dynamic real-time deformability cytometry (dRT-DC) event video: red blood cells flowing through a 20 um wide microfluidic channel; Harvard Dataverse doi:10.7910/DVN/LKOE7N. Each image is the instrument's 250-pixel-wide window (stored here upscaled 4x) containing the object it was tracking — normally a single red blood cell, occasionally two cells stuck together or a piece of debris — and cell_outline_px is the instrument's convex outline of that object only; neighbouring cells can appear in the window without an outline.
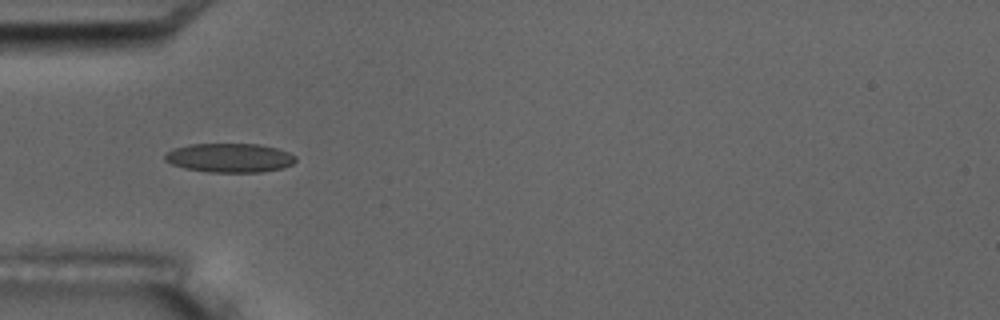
{"species": "common noctule bat (a hibernating species)", "species_latin": "Nyctalus noctula", "temperature_condition": "room temperature", "stored_images_in_passage": 7, "camera_frame_rate_fps": 3000, "um_per_image_px": 0.085, "animal": {"sex": "male", "body_mass_g": 17.5, "forearm_length_mm": 52.3}, "frame": {"image": 1, "passage_image": 6, "time_ms": 5.667, "image_size_px": [1000, 320], "cell_outline_px": [[296, 160], [292, 164], [284, 168], [260, 172], [208, 172], [184, 168], [172, 164], [164, 160], [164, 156], [172, 148], [188, 144], [260, 144], [276, 148], [288, 152], [296, 156]], "centroid_in_image_um": [19.51, 13.41], "position_along_channel_um": 65.5, "area_um2": 22.25}}